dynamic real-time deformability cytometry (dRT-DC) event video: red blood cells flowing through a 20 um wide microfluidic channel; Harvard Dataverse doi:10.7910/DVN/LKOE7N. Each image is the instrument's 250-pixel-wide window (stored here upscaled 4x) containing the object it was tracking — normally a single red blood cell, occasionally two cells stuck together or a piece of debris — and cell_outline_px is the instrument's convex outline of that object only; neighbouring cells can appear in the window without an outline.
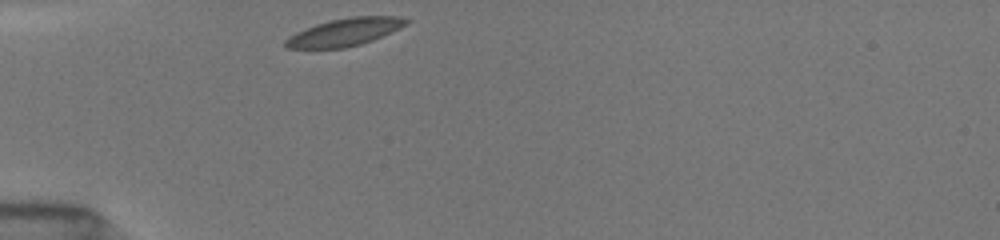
{"species": "common noctule bat (a hibernating species)", "species_latin": "Nyctalus noctula", "temperature_condition": "room temperature", "stored_images_in_passage": 18, "camera_frame_rate_fps": 3000, "um_per_image_px": 0.085, "animal": {"sex": "female", "body_mass_g": 19.5, "forearm_length_mm": 54.1}, "frame": {"image": 1, "passage_image": 1, "time_ms": 0.0, "image_size_px": [1000, 240], "cell_outline_px": [[412, 20], [372, 40], [360, 44], [344, 48], [284, 48], [284, 40], [288, 36], [296, 32], [316, 24], [332, 20], [352, 16], [400, 16]], "centroid_in_image_um": [29.24, 2.73], "position_along_channel_um": 55.8, "area_um2": 19.07}}
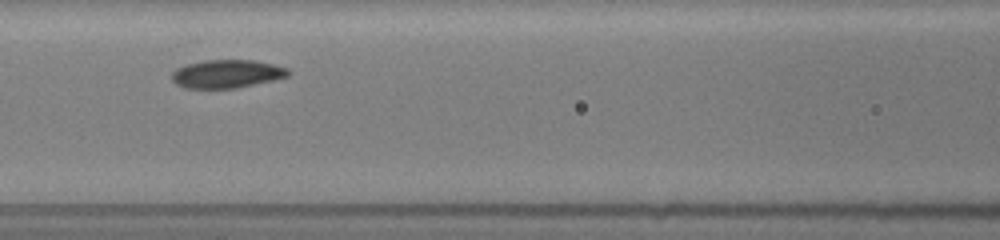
{"frame": {"image": 2, "passage_image": 10, "time_ms": 2.667, "image_size_px": [1000, 240], "cell_outline_px": [[292, 72], [288, 76], [272, 80], [236, 88], [184, 88], [176, 84], [172, 80], [172, 72], [176, 68], [184, 64], [204, 60], [252, 60], [272, 64], [288, 68]], "centroid_in_image_um": [19.25, 6.27], "position_along_channel_um": 147.3, "area_um2": 19.19}}
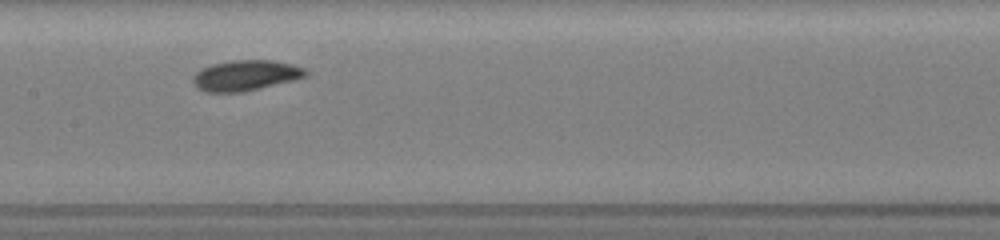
{"frame": {"image": 3, "passage_image": 17, "time_ms": 3.667, "image_size_px": [1000, 240], "cell_outline_px": [[308, 76], [244, 92], [204, 92], [196, 88], [192, 80], [192, 76], [200, 68], [212, 64], [232, 60], [272, 60], [292, 64], [304, 68], [308, 72]], "centroid_in_image_um": [20.84, 6.41], "position_along_channel_um": 186.6, "area_um2": 20.17}}